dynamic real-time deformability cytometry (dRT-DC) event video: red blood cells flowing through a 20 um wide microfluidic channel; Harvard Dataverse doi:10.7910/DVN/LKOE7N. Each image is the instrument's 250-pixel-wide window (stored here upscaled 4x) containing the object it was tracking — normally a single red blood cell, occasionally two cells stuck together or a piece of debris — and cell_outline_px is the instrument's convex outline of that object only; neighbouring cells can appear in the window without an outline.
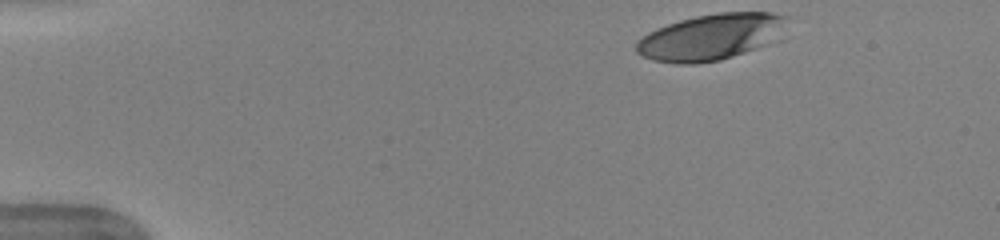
{"species": "human", "species_latin": "Homo sapiens", "temperature_condition": "warm", "stored_images_in_passage": 45, "camera_frame_rate_fps": 3000, "um_per_image_px": 0.085, "donor": {"sex": "female"}, "frame": {"image": 1, "passage_image": 1, "time_ms": 0.0, "image_size_px": [1000, 240], "cell_outline_px": [[792, 16], [768, 44], [720, 60], [696, 64], [676, 64], [652, 60], [636, 52], [636, 44], [648, 32], [656, 28], [680, 20], [696, 16], [716, 12], [772, 12]], "centroid_in_image_um": [60.41, 3.13], "position_along_channel_um": 24.6, "area_um2": 40.29}}
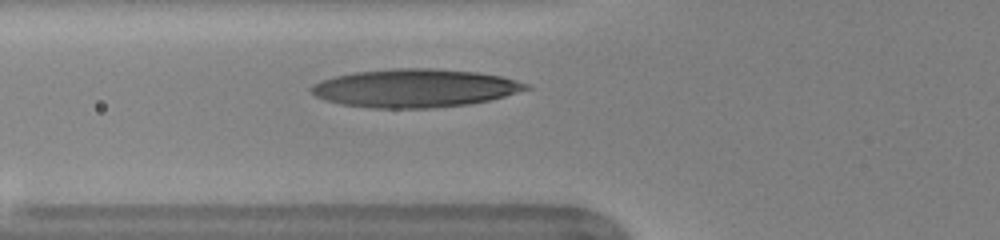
{"frame": {"image": 2, "passage_image": 13, "time_ms": 4.0, "image_size_px": [1000, 240], "cell_outline_px": [[532, 88], [504, 96], [488, 100], [468, 104], [428, 108], [372, 108], [340, 104], [324, 100], [308, 92], [308, 88], [312, 84], [320, 80], [336, 76], [356, 72], [392, 68], [432, 68], [476, 72], [500, 76], [528, 84]], "centroid_in_image_um": [35.19, 7.49], "position_along_channel_um": 90.6, "area_um2": 47.86}}
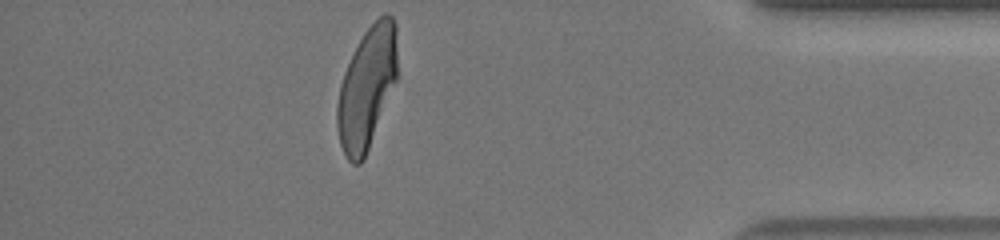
{"frame": {"image": 3, "passage_image": 39, "time_ms": 12.667, "image_size_px": [1000, 240], "cell_outline_px": [[396, 80], [364, 160], [360, 164], [352, 164], [348, 160], [340, 144], [336, 128], [336, 108], [340, 84], [344, 72], [364, 32], [384, 12], [388, 12], [392, 16], [396, 24]], "centroid_in_image_um": [31.16, 7.49], "position_along_channel_um": 404.0, "area_um2": 42.25}, "authors_computed_cell_mechanics": {"area_um2": 45.0262, "velocity_mm_per_s": 3.9873, "shape_relaxation_time_tau1_ms": 5.2249, "shape_relaxation_time_tau2_ms": 1.0435, "deformation_change_tau1": 0.2586, "deformation_change_tau2": 0.0997}}